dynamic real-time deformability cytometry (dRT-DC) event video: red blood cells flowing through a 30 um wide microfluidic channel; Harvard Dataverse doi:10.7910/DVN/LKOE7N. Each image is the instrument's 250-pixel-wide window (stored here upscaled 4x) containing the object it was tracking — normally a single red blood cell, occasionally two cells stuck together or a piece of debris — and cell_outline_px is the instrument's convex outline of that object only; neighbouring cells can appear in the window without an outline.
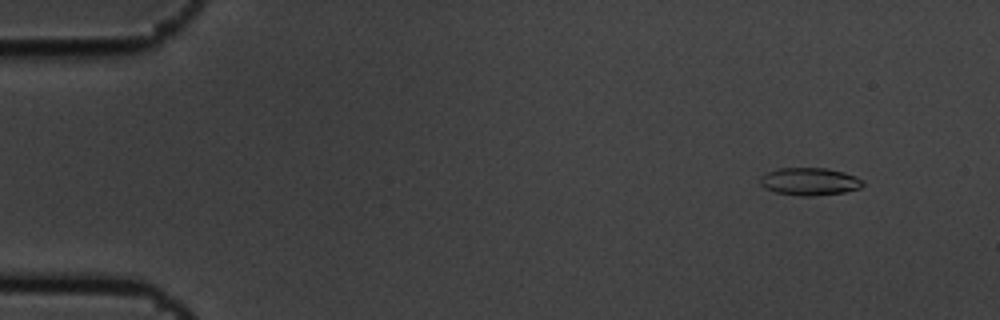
{"species": "common noctule bat (a hibernating species)", "species_latin": "Nyctalus noctula", "temperature_condition": "cold", "stored_images_in_passage": 12, "camera_frame_rate_fps": 3000, "um_per_image_px": 0.085, "animal": {"sex": "male", "body_mass_g": 19.5, "forearm_length_mm": 54.6}, "frame": {"image": 1, "passage_image": 1, "time_ms": 0.0, "image_size_px": [1000, 320], "cell_outline_px": [[864, 184], [860, 188], [844, 192], [812, 196], [800, 196], [776, 192], [764, 188], [760, 184], [760, 176], [768, 172], [780, 168], [828, 168], [844, 172], [856, 176], [864, 180]], "centroid_in_image_um": [68.83, 15.42], "position_along_channel_um": 16.2, "area_um2": 16.59}}
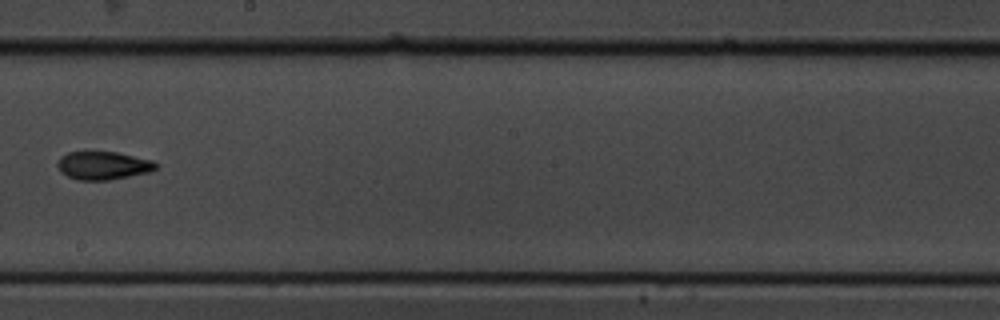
{"frame": {"image": 2, "passage_image": 8, "time_ms": 2.333, "image_size_px": [1000, 320], "cell_outline_px": [[156, 168], [152, 172], [108, 180], [76, 180], [60, 172], [56, 164], [60, 156], [68, 152], [116, 152], [152, 160], [156, 164]], "centroid_in_image_um": [8.74, 14.07], "position_along_channel_um": 239.5, "area_um2": 16.18}}
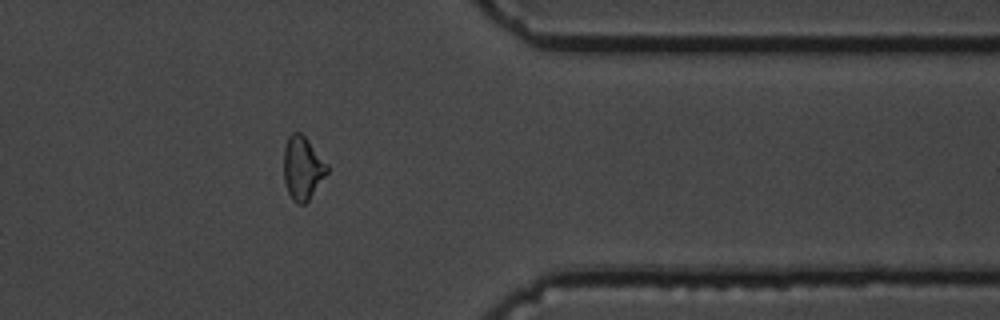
{"frame": {"image": 3, "passage_image": 12, "time_ms": 3.667, "image_size_px": [1000, 320], "cell_outline_px": [[328, 172], [308, 200], [304, 204], [296, 204], [292, 200], [288, 192], [284, 180], [284, 148], [288, 136], [292, 132], [300, 132], [308, 140], [328, 164]], "centroid_in_image_um": [25.71, 14.28], "position_along_channel_um": 385.7, "area_um2": 15.95}}